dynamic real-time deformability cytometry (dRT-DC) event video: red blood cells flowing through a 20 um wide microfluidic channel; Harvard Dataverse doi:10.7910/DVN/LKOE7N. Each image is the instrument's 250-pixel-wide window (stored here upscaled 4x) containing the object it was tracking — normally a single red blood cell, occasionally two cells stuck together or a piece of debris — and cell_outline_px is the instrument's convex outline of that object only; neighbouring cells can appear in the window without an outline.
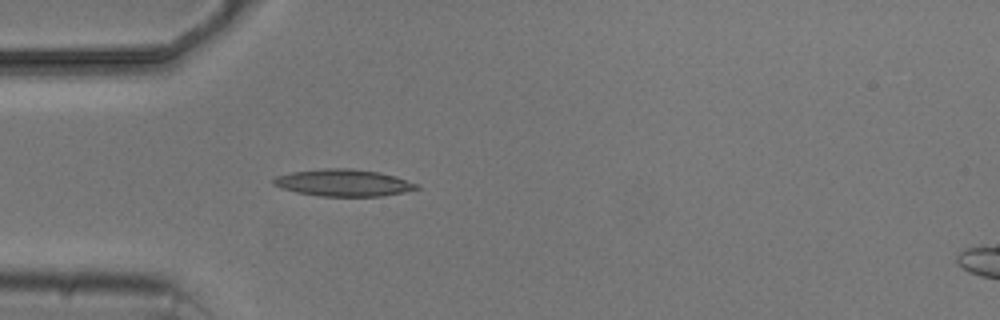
{"species": "common noctule bat (a hibernating species)", "species_latin": "Nyctalus noctula", "temperature_condition": "cold", "stored_images_in_passage": 4, "camera_frame_rate_fps": 3000, "um_per_image_px": 0.085, "animal": {"sex": "male", "body_mass_g": 20.5, "forearm_length_mm": 52.5}, "frame": {"image": 1, "passage_image": 4, "time_ms": 5.0, "image_size_px": [1000, 320], "cell_outline_px": [[420, 188], [404, 192], [380, 196], [320, 196], [296, 192], [280, 188], [272, 184], [272, 180], [276, 176], [292, 172], [324, 168], [352, 168], [380, 172], [396, 176], [420, 184]], "centroid_in_image_um": [29.2, 15.53], "position_along_channel_um": 55.8, "area_um2": 22.66}}